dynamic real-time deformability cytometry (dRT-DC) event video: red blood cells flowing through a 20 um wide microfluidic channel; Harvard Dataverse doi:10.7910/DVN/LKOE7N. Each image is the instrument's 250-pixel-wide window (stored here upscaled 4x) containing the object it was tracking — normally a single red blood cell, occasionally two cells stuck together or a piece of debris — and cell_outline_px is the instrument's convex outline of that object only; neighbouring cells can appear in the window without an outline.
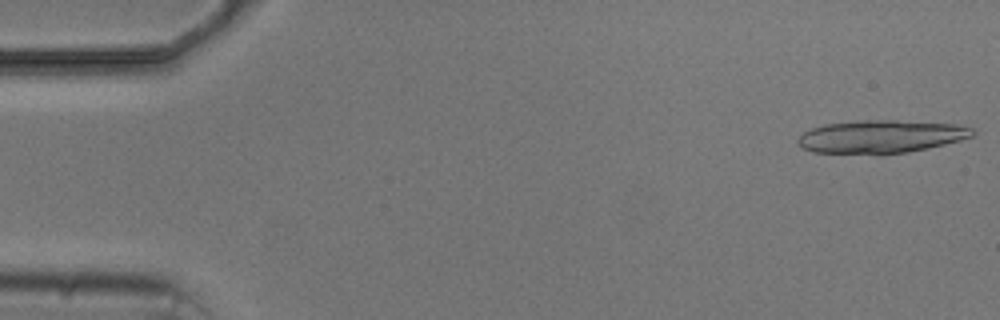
{"species": "common noctule bat (a hibernating species)", "species_latin": "Nyctalus noctula", "temperature_condition": "cold", "stored_images_in_passage": 2, "camera_frame_rate_fps": 3000, "um_per_image_px": 0.085, "animal": {"sex": "male", "body_mass_g": 20.5, "forearm_length_mm": 52.5}, "frame": {"image": 1, "passage_image": 2, "time_ms": 1.0, "image_size_px": [1000, 320], "cell_outline_px": [[976, 132], [972, 136], [960, 140], [928, 148], [908, 152], [812, 152], [804, 148], [796, 140], [804, 132], [812, 128], [824, 124], [856, 120], [896, 120], [960, 124], [972, 128]], "centroid_in_image_um": [74.93, 11.57], "position_along_channel_um": 10.1, "area_um2": 32.95}}